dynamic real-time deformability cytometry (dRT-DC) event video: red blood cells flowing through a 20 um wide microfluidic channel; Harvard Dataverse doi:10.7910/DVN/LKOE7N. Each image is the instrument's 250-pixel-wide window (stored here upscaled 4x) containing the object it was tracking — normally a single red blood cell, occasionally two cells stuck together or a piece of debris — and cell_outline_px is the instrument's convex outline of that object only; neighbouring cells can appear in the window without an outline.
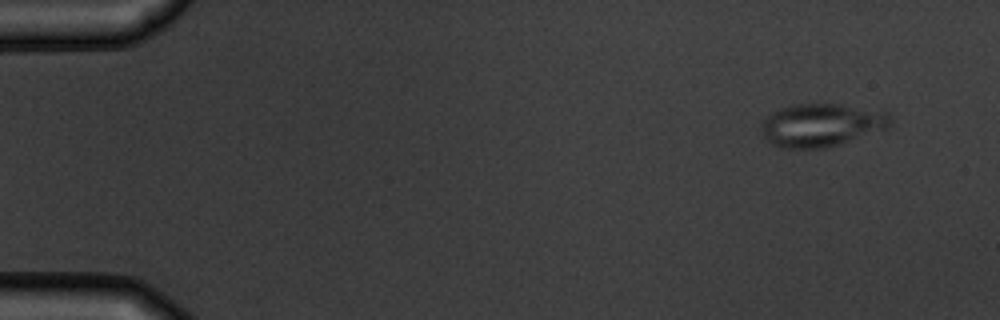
{"species": "common noctule bat (a hibernating species)", "species_latin": "Nyctalus noctula", "temperature_condition": "warm", "stored_images_in_passage": 4, "camera_frame_rate_fps": 3000, "um_per_image_px": 0.085, "animal": {"sex": "male", "body_mass_g": 19.5, "forearm_length_mm": 54.6}, "frame": {"image": 1, "passage_image": 1, "time_ms": 0.0, "image_size_px": [1000, 320], "cell_outline_px": [[892, 124], [888, 128], [840, 144], [824, 148], [784, 148], [772, 144], [764, 136], [760, 128], [760, 124], [768, 116], [780, 108], [792, 104], [840, 104], [888, 112], [892, 116]], "centroid_in_image_um": [69.85, 10.62], "position_along_channel_um": 15.2, "area_um2": 32.37}}